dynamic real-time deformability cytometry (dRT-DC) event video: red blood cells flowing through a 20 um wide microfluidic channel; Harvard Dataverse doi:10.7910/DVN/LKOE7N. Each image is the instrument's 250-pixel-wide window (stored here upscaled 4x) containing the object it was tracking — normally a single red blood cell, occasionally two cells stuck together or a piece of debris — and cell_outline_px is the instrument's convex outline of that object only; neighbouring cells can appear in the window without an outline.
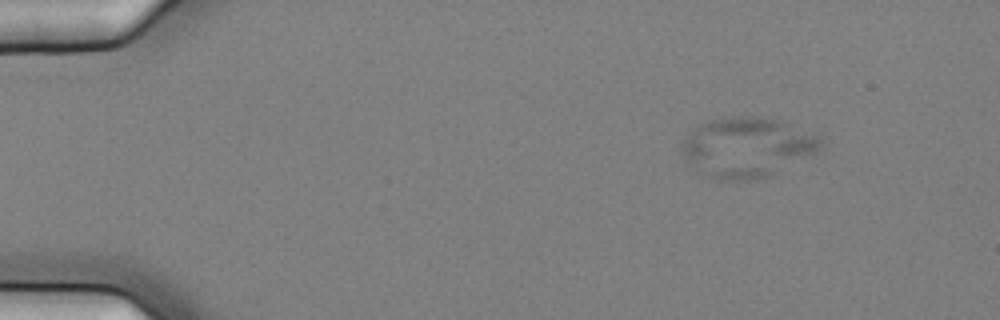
{"species": "common noctule bat (a hibernating species)", "species_latin": "Nyctalus noctula", "temperature_condition": "cold", "stored_images_in_passage": 50, "camera_frame_rate_fps": 3000, "um_per_image_px": 0.085, "animal": {"sex": "female", "body_mass_g": 25.1}, "frame": {"image": 1, "passage_image": 1, "time_ms": 0.0, "image_size_px": [1000, 320], "cell_outline_px": [[824, 148], [772, 176], [756, 180], [716, 180], [704, 176], [688, 164], [680, 156], [680, 148], [688, 132], [700, 124], [708, 120], [732, 116], [756, 116], [780, 120], [820, 136], [824, 144]], "centroid_in_image_um": [63.47, 12.54], "position_along_channel_um": 21.5, "area_um2": 49.48}}
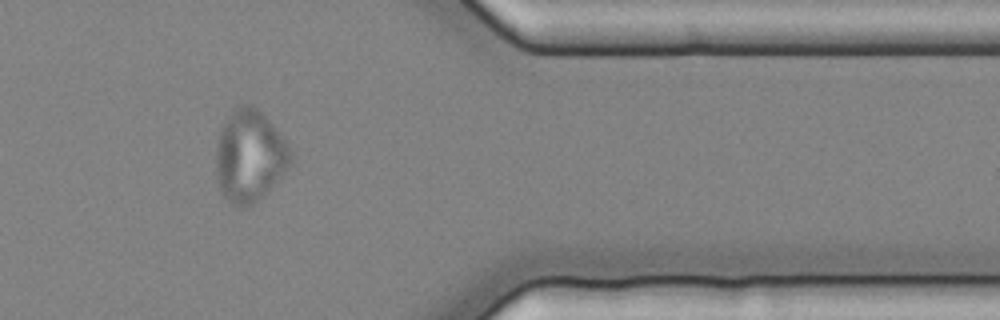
{"frame": {"image": 2, "passage_image": 41, "time_ms": 13.333, "image_size_px": [1000, 320], "cell_outline_px": [[292, 164], [268, 192], [248, 208], [240, 208], [232, 204], [220, 192], [216, 176], [216, 148], [220, 128], [232, 112], [240, 104], [252, 104], [272, 124], [288, 144], [292, 152]], "centroid_in_image_um": [21.22, 13.3], "position_along_channel_um": 390.2, "area_um2": 40.29}}
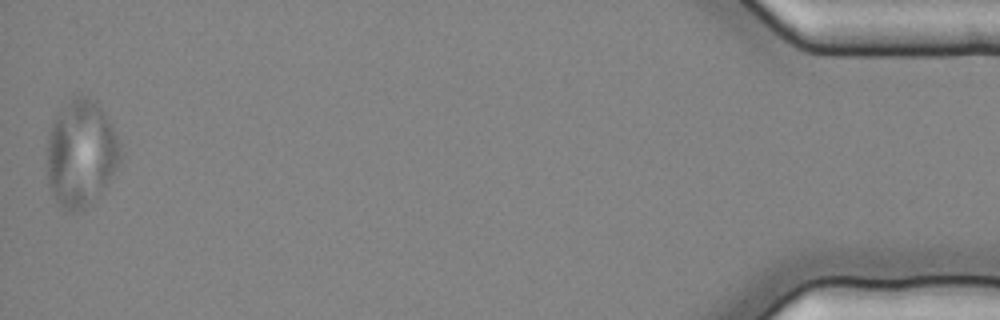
{"frame": {"image": 3, "passage_image": 50, "time_ms": 16.333, "image_size_px": [1000, 320], "cell_outline_px": [[124, 152], [116, 168], [100, 192], [84, 208], [72, 212], [68, 212], [56, 200], [48, 184], [48, 132], [52, 120], [72, 96], [84, 96], [96, 100], [112, 124], [120, 140]], "centroid_in_image_um": [6.9, 12.98], "position_along_channel_um": 428.3, "area_um2": 45.6}}